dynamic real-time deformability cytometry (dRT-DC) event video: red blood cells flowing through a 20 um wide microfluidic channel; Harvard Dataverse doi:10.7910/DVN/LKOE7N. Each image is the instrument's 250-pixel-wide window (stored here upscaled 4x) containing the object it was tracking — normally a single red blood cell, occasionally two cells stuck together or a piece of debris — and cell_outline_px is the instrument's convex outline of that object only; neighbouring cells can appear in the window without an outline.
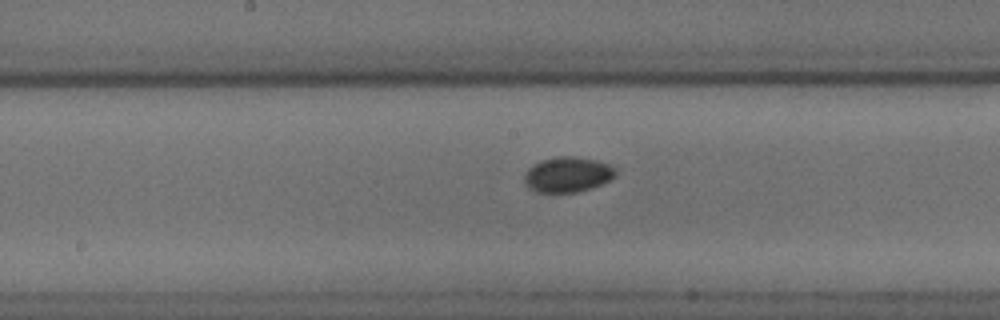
{"species": "common noctule bat (a hibernating species)", "species_latin": "Nyctalus noctula", "temperature_condition": "cold", "stored_images_in_passage": 35, "camera_frame_rate_fps": 3000, "um_per_image_px": 0.085, "animal": {"sex": "male", "body_mass_g": 18.8}, "frame": {"image": 1, "passage_image": 12, "time_ms": 3.667, "image_size_px": [1000, 320], "cell_outline_px": [[616, 176], [600, 184], [576, 192], [536, 192], [528, 188], [524, 180], [524, 176], [528, 168], [532, 164], [540, 160], [560, 156], [572, 156], [596, 160], [612, 164], [616, 168]], "centroid_in_image_um": [48.24, 14.82], "position_along_channel_um": 200.0, "area_um2": 18.79}}
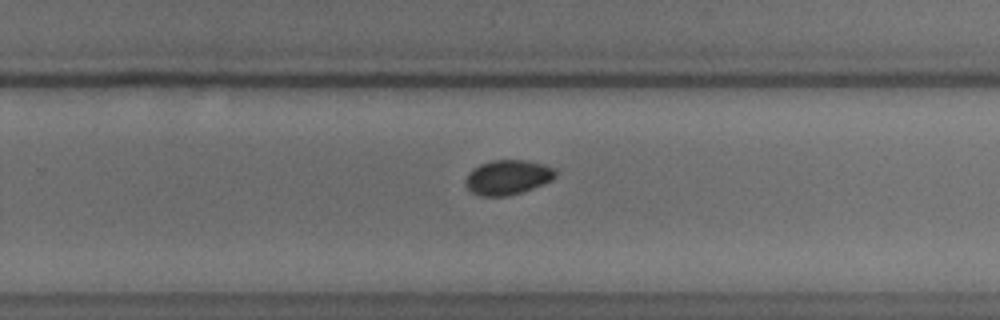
{"frame": {"image": 2, "passage_image": 19, "time_ms": 6.0, "image_size_px": [1000, 320], "cell_outline_px": [[556, 176], [552, 180], [544, 184], [508, 196], [480, 196], [472, 192], [464, 184], [464, 180], [468, 172], [472, 168], [480, 164], [492, 160], [524, 160], [544, 164], [552, 168], [556, 172]], "centroid_in_image_um": [43.12, 15.07], "position_along_channel_um": 286.7, "area_um2": 18.26}}
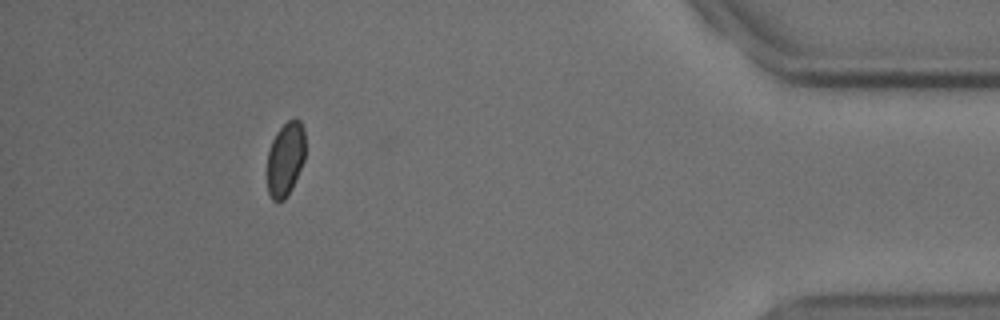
{"frame": {"image": 3, "passage_image": 33, "time_ms": 10.667, "image_size_px": [1000, 320], "cell_outline_px": [[304, 160], [292, 188], [284, 200], [272, 200], [268, 192], [268, 152], [272, 140], [276, 132], [288, 120], [300, 120], [304, 128]], "centroid_in_image_um": [24.26, 13.51], "position_along_channel_um": 410.9, "area_um2": 16.24}}